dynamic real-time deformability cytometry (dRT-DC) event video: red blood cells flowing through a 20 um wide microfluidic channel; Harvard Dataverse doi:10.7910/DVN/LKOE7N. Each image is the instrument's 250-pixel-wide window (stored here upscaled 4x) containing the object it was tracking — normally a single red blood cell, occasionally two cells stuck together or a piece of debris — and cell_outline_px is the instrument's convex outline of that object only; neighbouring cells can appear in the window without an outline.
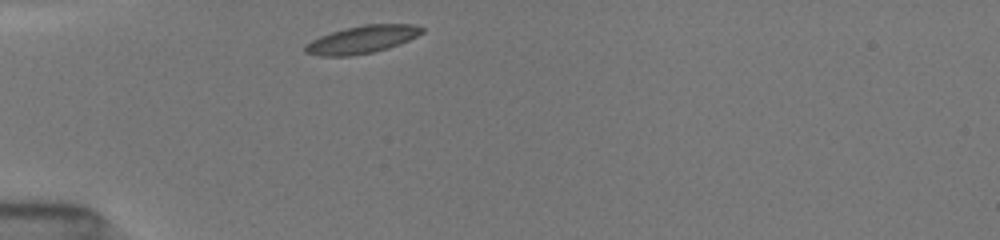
{"species": "common noctule bat (a hibernating species)", "species_latin": "Nyctalus noctula", "temperature_condition": "room temperature", "stored_images_in_passage": 3, "camera_frame_rate_fps": 3000, "um_per_image_px": 0.085, "animal": {"sex": "female", "body_mass_g": 19.5, "forearm_length_mm": 54.1}, "frame": {"image": 1, "passage_image": 1, "time_ms": 0.0, "image_size_px": [1000, 240], "cell_outline_px": [[424, 32], [408, 40], [388, 48], [372, 52], [352, 56], [320, 56], [304, 52], [304, 44], [320, 36], [344, 28], [364, 24], [412, 24], [424, 28]], "centroid_in_image_um": [30.75, 3.36], "position_along_channel_um": 54.3, "area_um2": 18.79}}